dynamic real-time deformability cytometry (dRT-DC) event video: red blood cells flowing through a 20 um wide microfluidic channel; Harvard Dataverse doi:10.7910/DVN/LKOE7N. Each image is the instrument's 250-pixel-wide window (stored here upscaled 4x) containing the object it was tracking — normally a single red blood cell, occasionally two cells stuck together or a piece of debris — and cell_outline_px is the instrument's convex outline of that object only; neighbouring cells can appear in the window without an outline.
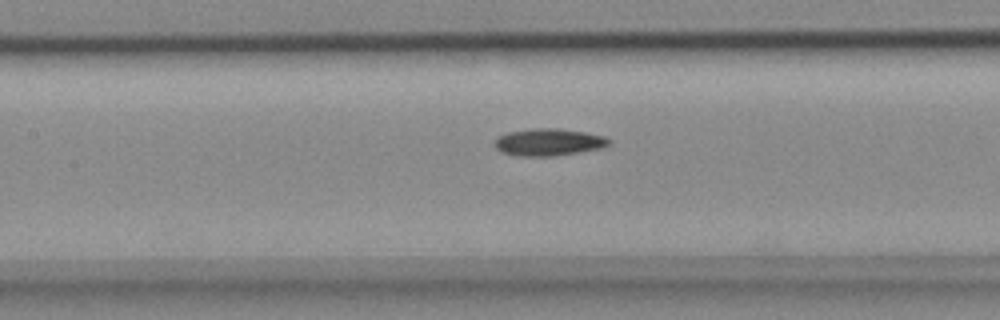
{"species": "common noctule bat (a hibernating species)", "species_latin": "Nyctalus noctula", "temperature_condition": "cold", "stored_images_in_passage": 38, "camera_frame_rate_fps": 3000, "um_per_image_px": 0.085, "animal": {"sex": "female", "body_mass_g": 18.4}, "frame": {"image": 1, "passage_image": 20, "time_ms": 6.333, "image_size_px": [1000, 320], "cell_outline_px": [[612, 144], [600, 148], [552, 156], [520, 156], [500, 152], [496, 148], [496, 140], [500, 136], [508, 132], [532, 128], [560, 128], [584, 132], [604, 136], [612, 140]], "centroid_in_image_um": [46.66, 12.07], "position_along_channel_um": 160.7, "area_um2": 17.98}}
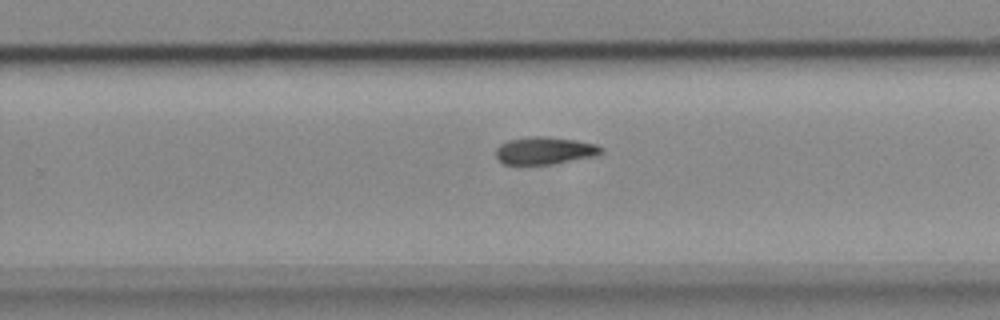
{"frame": {"image": 2, "passage_image": 30, "time_ms": 9.667, "image_size_px": [1000, 320], "cell_outline_px": [[604, 152], [596, 156], [556, 164], [504, 164], [496, 160], [496, 148], [500, 144], [508, 140], [528, 136], [548, 136], [576, 140], [596, 144], [604, 148]], "centroid_in_image_um": [46.32, 12.8], "position_along_channel_um": 283.5, "area_um2": 17.22}}
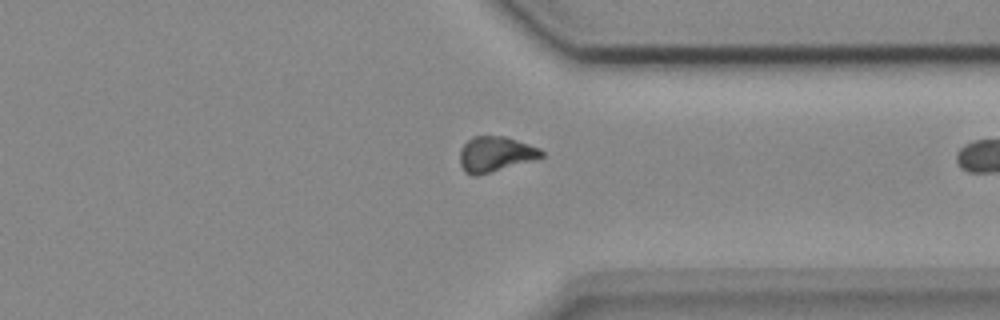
{"frame": {"image": 3, "passage_image": 37, "time_ms": 12.0, "image_size_px": [1000, 320], "cell_outline_px": [[544, 156], [532, 160], [476, 176], [472, 176], [464, 172], [460, 164], [460, 148], [472, 136], [504, 136], [540, 148], [544, 152]], "centroid_in_image_um": [42.07, 13.1], "position_along_channel_um": 369.3, "area_um2": 16.65}}